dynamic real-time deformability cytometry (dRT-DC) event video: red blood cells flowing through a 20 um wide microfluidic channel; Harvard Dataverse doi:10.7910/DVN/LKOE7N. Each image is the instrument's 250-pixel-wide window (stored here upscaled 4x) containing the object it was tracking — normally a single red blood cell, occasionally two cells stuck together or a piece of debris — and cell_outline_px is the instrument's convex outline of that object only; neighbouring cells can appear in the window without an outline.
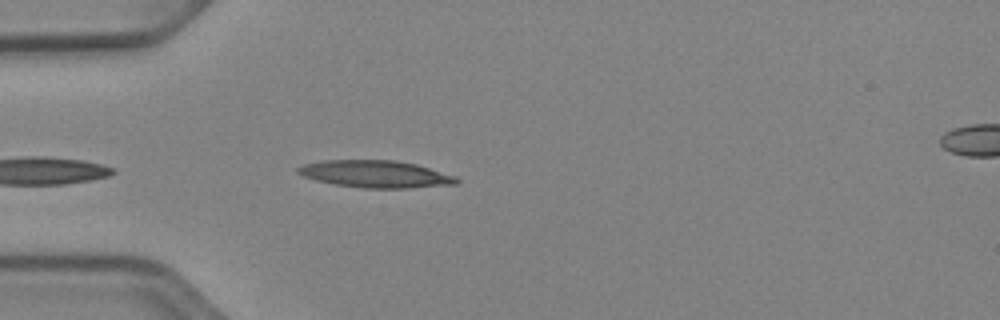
{"species": "Egyptian fruit bat (a non-hibernating species)", "species_latin": "Rousettus aegyptiacus", "temperature_condition": "cold", "stored_images_in_passage": 38, "camera_frame_rate_fps": 3000, "um_per_image_px": 0.085, "animal": {"sex": "female"}, "frame": {"image": 1, "passage_image": 3, "time_ms": 0.667, "image_size_px": [1000, 320], "cell_outline_px": [[460, 180], [456, 184], [408, 188], [364, 188], [336, 184], [316, 180], [304, 176], [296, 172], [296, 168], [304, 164], [324, 160], [396, 160], [416, 164], [456, 176]], "centroid_in_image_um": [31.93, 14.79], "position_along_channel_um": 53.1, "area_um2": 25.03}}
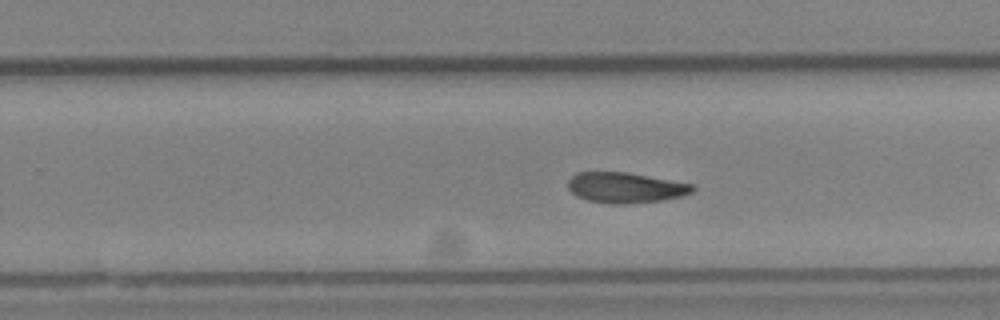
{"frame": {"image": 2, "passage_image": 18, "time_ms": 5.667, "image_size_px": [1000, 320], "cell_outline_px": [[696, 188], [692, 192], [680, 196], [660, 200], [628, 204], [608, 204], [588, 200], [576, 196], [568, 188], [568, 180], [576, 172], [628, 172], [692, 184]], "centroid_in_image_um": [53.13, 15.95], "position_along_channel_um": 276.7, "area_um2": 22.08}}
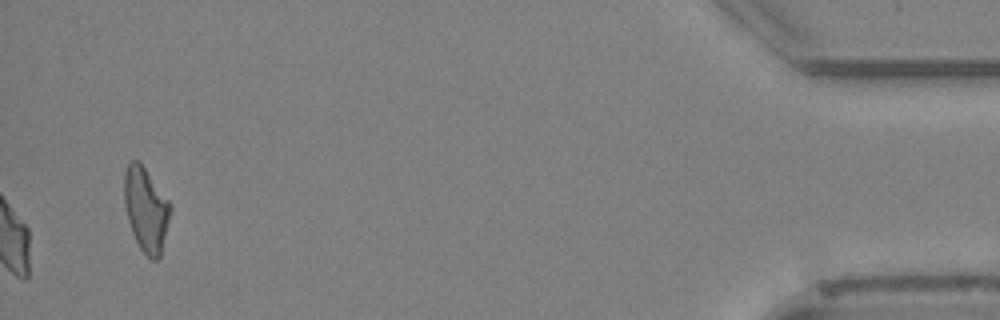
{"frame": {"image": 3, "passage_image": 38, "time_ms": 12.333, "image_size_px": [1000, 320], "cell_outline_px": [[172, 208], [160, 256], [156, 260], [152, 260], [140, 248], [132, 232], [128, 220], [124, 200], [124, 172], [128, 164], [132, 160], [140, 160], [172, 204]], "centroid_in_image_um": [12.42, 17.75], "position_along_channel_um": 422.8, "area_um2": 22.72}, "authors_computed_cell_mechanics": {"area_um2": 22.542, "velocity_mm_per_s": 3.9084, "shape_relaxation_time_tau1_ms": 8.4326, "shape_relaxation_time_tau2_ms": 7.641, "deformation_change_tau1": 0.1653, "deformation_change_tau2": 0.146}}